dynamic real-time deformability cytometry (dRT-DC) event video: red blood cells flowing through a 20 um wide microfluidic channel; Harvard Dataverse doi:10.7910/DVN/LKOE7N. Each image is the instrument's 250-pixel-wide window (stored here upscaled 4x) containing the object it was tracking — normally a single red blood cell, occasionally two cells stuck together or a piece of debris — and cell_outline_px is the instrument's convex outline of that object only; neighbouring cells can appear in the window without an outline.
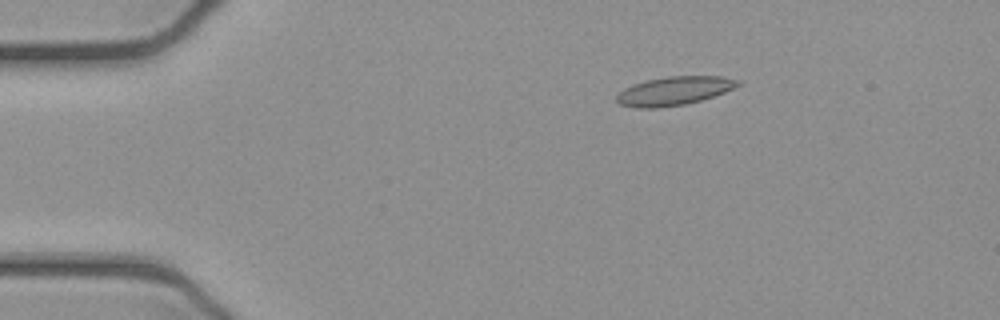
{"species": "common noctule bat (a hibernating species)", "species_latin": "Nyctalus noctula", "temperature_condition": "cold", "stored_images_in_passage": 44, "camera_frame_rate_fps": 3000, "um_per_image_px": 0.085, "animal": {"sex": "female", "body_mass_g": 21.9}, "frame": {"image": 1, "passage_image": 1, "time_ms": 0.0, "image_size_px": [1000, 320], "cell_outline_px": [[740, 84], [724, 92], [700, 100], [684, 104], [656, 108], [636, 108], [620, 104], [616, 100], [616, 96], [624, 88], [632, 84], [648, 80], [668, 76], [720, 76], [740, 80]], "centroid_in_image_um": [57.27, 7.72], "position_along_channel_um": 27.7, "area_um2": 20.0}}
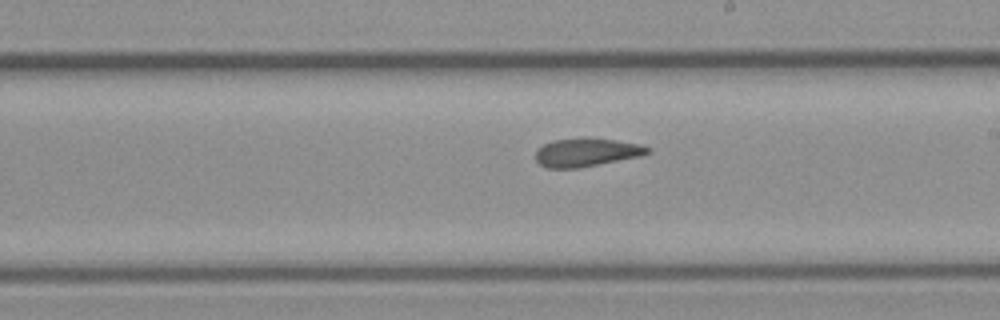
{"frame": {"image": 2, "passage_image": 22, "time_ms": 7.0, "image_size_px": [1000, 320], "cell_outline_px": [[652, 152], [640, 156], [580, 168], [544, 168], [536, 160], [536, 152], [544, 144], [552, 140], [588, 136], [616, 140], [640, 144], [652, 148]], "centroid_in_image_um": [49.88, 12.93], "position_along_channel_um": 239.1, "area_um2": 18.9}}
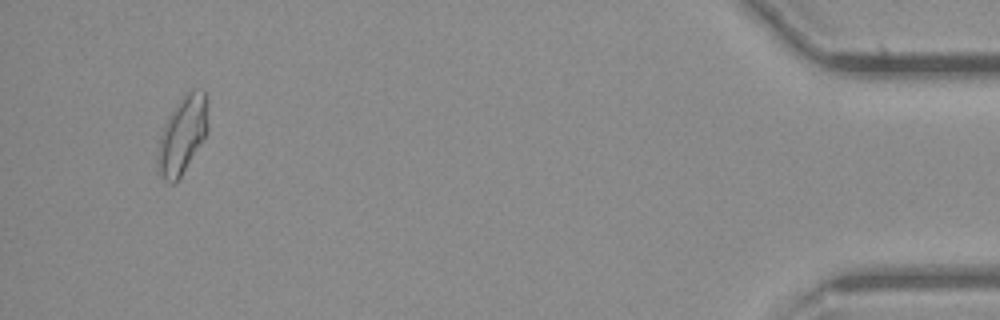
{"frame": {"image": 3, "passage_image": 42, "time_ms": 13.667, "image_size_px": [1000, 320], "cell_outline_px": [[208, 132], [180, 176], [172, 184], [168, 184], [156, 172], [156, 156], [160, 136], [164, 124], [172, 108], [180, 96], [184, 92], [192, 88], [204, 88], [208, 100]], "centroid_in_image_um": [15.5, 11.4], "position_along_channel_um": 419.7, "area_um2": 23.47}, "authors_computed_cell_mechanics": {"area_um2": 19.6809, "velocity_mm_per_s": 3.9008, "shape_relaxation_time_tau1_ms": null, "shape_relaxation_time_tau2_ms": 1.1518, "deformation_change_tau1": null, "deformation_change_tau2": 0.063}}